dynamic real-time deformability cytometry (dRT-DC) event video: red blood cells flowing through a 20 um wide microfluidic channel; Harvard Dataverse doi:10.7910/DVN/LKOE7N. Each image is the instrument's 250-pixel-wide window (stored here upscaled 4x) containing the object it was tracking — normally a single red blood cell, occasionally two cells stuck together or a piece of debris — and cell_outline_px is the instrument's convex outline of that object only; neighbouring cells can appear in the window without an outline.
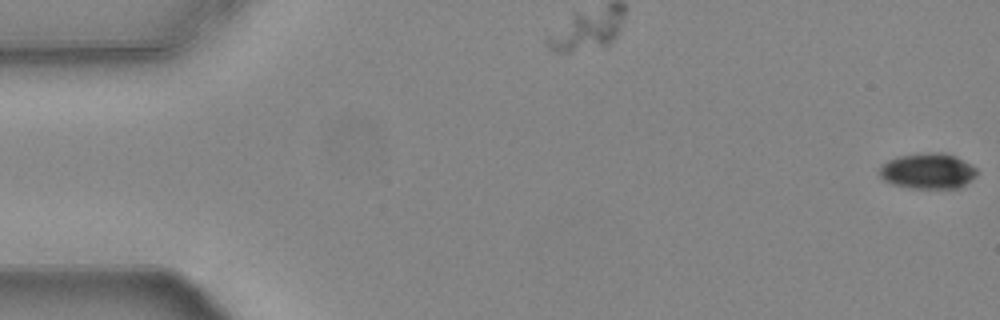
{"species": "common noctule bat (a hibernating species)", "species_latin": "Nyctalus noctula", "temperature_condition": "warm", "stored_images_in_passage": 9, "camera_frame_rate_fps": 3000, "um_per_image_px": 0.085, "animal": {"sex": "female", "body_mass_g": 24.6, "forearm_length_mm": 56.2}, "frame": {"image": 1, "passage_image": 1, "time_ms": 0.0, "image_size_px": [1000, 320], "cell_outline_px": [[976, 176], [960, 188], [912, 188], [892, 184], [884, 180], [880, 176], [880, 164], [888, 160], [900, 156], [928, 152], [944, 152], [956, 156], [976, 168]], "centroid_in_image_um": [78.86, 14.53], "position_along_channel_um": 6.1, "area_um2": 20.23}}